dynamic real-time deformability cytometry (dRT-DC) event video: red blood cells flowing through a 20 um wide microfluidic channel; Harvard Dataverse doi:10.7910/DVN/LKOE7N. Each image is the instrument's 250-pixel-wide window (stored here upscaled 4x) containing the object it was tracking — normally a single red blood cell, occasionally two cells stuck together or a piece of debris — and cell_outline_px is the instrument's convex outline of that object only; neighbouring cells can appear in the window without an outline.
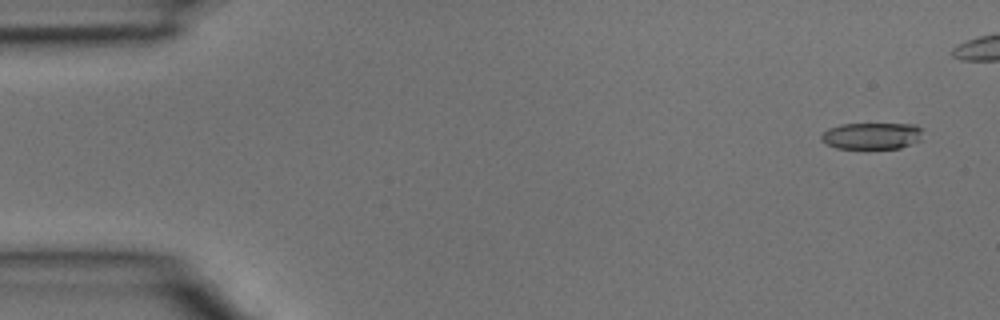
{"species": "common noctule bat (a hibernating species)", "species_latin": "Nyctalus noctula", "temperature_condition": "room temperature", "stored_images_in_passage": 4, "camera_frame_rate_fps": 3000, "um_per_image_px": 0.085, "animal": {"sex": "male", "body_mass_g": 15.6}, "frame": {"image": 1, "passage_image": 1, "time_ms": 0.0, "image_size_px": [1000, 320], "cell_outline_px": [[920, 140], [900, 148], [836, 148], [824, 144], [820, 140], [820, 136], [828, 128], [840, 124], [916, 124], [920, 128]], "centroid_in_image_um": [74.04, 11.55], "position_along_channel_um": 11.0, "area_um2": 15.72}}